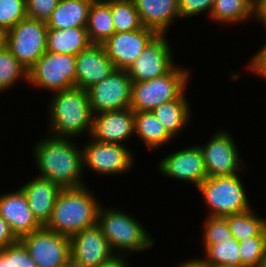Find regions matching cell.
Wrapping results in <instances>:
<instances>
[{
	"mask_svg": "<svg viewBox=\"0 0 266 267\" xmlns=\"http://www.w3.org/2000/svg\"><path fill=\"white\" fill-rule=\"evenodd\" d=\"M91 45L86 27L47 29V51L77 55Z\"/></svg>",
	"mask_w": 266,
	"mask_h": 267,
	"instance_id": "cb8c5ba5",
	"label": "cell"
},
{
	"mask_svg": "<svg viewBox=\"0 0 266 267\" xmlns=\"http://www.w3.org/2000/svg\"><path fill=\"white\" fill-rule=\"evenodd\" d=\"M59 0H25L28 18L46 22L51 18Z\"/></svg>",
	"mask_w": 266,
	"mask_h": 267,
	"instance_id": "d590c367",
	"label": "cell"
},
{
	"mask_svg": "<svg viewBox=\"0 0 266 267\" xmlns=\"http://www.w3.org/2000/svg\"><path fill=\"white\" fill-rule=\"evenodd\" d=\"M175 267H208L199 257H191L189 259L183 260L179 265Z\"/></svg>",
	"mask_w": 266,
	"mask_h": 267,
	"instance_id": "b9f144b4",
	"label": "cell"
},
{
	"mask_svg": "<svg viewBox=\"0 0 266 267\" xmlns=\"http://www.w3.org/2000/svg\"><path fill=\"white\" fill-rule=\"evenodd\" d=\"M134 135V111L131 108L93 114L90 137L94 140L125 145Z\"/></svg>",
	"mask_w": 266,
	"mask_h": 267,
	"instance_id": "e0dca14e",
	"label": "cell"
},
{
	"mask_svg": "<svg viewBox=\"0 0 266 267\" xmlns=\"http://www.w3.org/2000/svg\"><path fill=\"white\" fill-rule=\"evenodd\" d=\"M134 129L135 136L151 151H156L174 140L152 111L134 112Z\"/></svg>",
	"mask_w": 266,
	"mask_h": 267,
	"instance_id": "d4e9b609",
	"label": "cell"
},
{
	"mask_svg": "<svg viewBox=\"0 0 266 267\" xmlns=\"http://www.w3.org/2000/svg\"><path fill=\"white\" fill-rule=\"evenodd\" d=\"M246 67V70L254 76L256 75L266 80V59H250Z\"/></svg>",
	"mask_w": 266,
	"mask_h": 267,
	"instance_id": "f35d334b",
	"label": "cell"
},
{
	"mask_svg": "<svg viewBox=\"0 0 266 267\" xmlns=\"http://www.w3.org/2000/svg\"><path fill=\"white\" fill-rule=\"evenodd\" d=\"M157 171L162 176L187 182L196 188L208 177L198 145L171 151L157 162Z\"/></svg>",
	"mask_w": 266,
	"mask_h": 267,
	"instance_id": "5bb4252c",
	"label": "cell"
},
{
	"mask_svg": "<svg viewBox=\"0 0 266 267\" xmlns=\"http://www.w3.org/2000/svg\"><path fill=\"white\" fill-rule=\"evenodd\" d=\"M115 32H129L143 28L133 0H111Z\"/></svg>",
	"mask_w": 266,
	"mask_h": 267,
	"instance_id": "4dcf8cb0",
	"label": "cell"
},
{
	"mask_svg": "<svg viewBox=\"0 0 266 267\" xmlns=\"http://www.w3.org/2000/svg\"><path fill=\"white\" fill-rule=\"evenodd\" d=\"M132 80L126 70L113 73L87 89L92 114L130 108Z\"/></svg>",
	"mask_w": 266,
	"mask_h": 267,
	"instance_id": "4fadbf2b",
	"label": "cell"
},
{
	"mask_svg": "<svg viewBox=\"0 0 266 267\" xmlns=\"http://www.w3.org/2000/svg\"><path fill=\"white\" fill-rule=\"evenodd\" d=\"M156 35L154 30L146 27L129 32H115L103 47L115 68L126 70Z\"/></svg>",
	"mask_w": 266,
	"mask_h": 267,
	"instance_id": "2e32d148",
	"label": "cell"
},
{
	"mask_svg": "<svg viewBox=\"0 0 266 267\" xmlns=\"http://www.w3.org/2000/svg\"><path fill=\"white\" fill-rule=\"evenodd\" d=\"M48 106L49 135L65 138L91 135L93 114L87 90L73 87L54 92Z\"/></svg>",
	"mask_w": 266,
	"mask_h": 267,
	"instance_id": "7a4b0ae2",
	"label": "cell"
},
{
	"mask_svg": "<svg viewBox=\"0 0 266 267\" xmlns=\"http://www.w3.org/2000/svg\"><path fill=\"white\" fill-rule=\"evenodd\" d=\"M202 223L201 239L203 246H210L219 243V241L231 240L233 238L225 217L207 216Z\"/></svg>",
	"mask_w": 266,
	"mask_h": 267,
	"instance_id": "d6a6232c",
	"label": "cell"
},
{
	"mask_svg": "<svg viewBox=\"0 0 266 267\" xmlns=\"http://www.w3.org/2000/svg\"><path fill=\"white\" fill-rule=\"evenodd\" d=\"M3 44V34L0 33V46Z\"/></svg>",
	"mask_w": 266,
	"mask_h": 267,
	"instance_id": "bcb514c9",
	"label": "cell"
},
{
	"mask_svg": "<svg viewBox=\"0 0 266 267\" xmlns=\"http://www.w3.org/2000/svg\"><path fill=\"white\" fill-rule=\"evenodd\" d=\"M82 147L83 170L102 176H118L130 172L134 165L130 147L122 144L103 143L91 138Z\"/></svg>",
	"mask_w": 266,
	"mask_h": 267,
	"instance_id": "9c48e42d",
	"label": "cell"
},
{
	"mask_svg": "<svg viewBox=\"0 0 266 267\" xmlns=\"http://www.w3.org/2000/svg\"><path fill=\"white\" fill-rule=\"evenodd\" d=\"M115 70L103 45L91 44L76 55L75 87L87 90L109 77Z\"/></svg>",
	"mask_w": 266,
	"mask_h": 267,
	"instance_id": "ac0fdd59",
	"label": "cell"
},
{
	"mask_svg": "<svg viewBox=\"0 0 266 267\" xmlns=\"http://www.w3.org/2000/svg\"><path fill=\"white\" fill-rule=\"evenodd\" d=\"M0 267H38L20 240L0 250Z\"/></svg>",
	"mask_w": 266,
	"mask_h": 267,
	"instance_id": "e575fe53",
	"label": "cell"
},
{
	"mask_svg": "<svg viewBox=\"0 0 266 267\" xmlns=\"http://www.w3.org/2000/svg\"><path fill=\"white\" fill-rule=\"evenodd\" d=\"M255 0H214L209 18L221 25L255 20Z\"/></svg>",
	"mask_w": 266,
	"mask_h": 267,
	"instance_id": "4316f807",
	"label": "cell"
},
{
	"mask_svg": "<svg viewBox=\"0 0 266 267\" xmlns=\"http://www.w3.org/2000/svg\"><path fill=\"white\" fill-rule=\"evenodd\" d=\"M240 176L237 173L229 176L207 177L196 188L201 192L203 204L209 209L207 216L226 217L253 208Z\"/></svg>",
	"mask_w": 266,
	"mask_h": 267,
	"instance_id": "8992f818",
	"label": "cell"
},
{
	"mask_svg": "<svg viewBox=\"0 0 266 267\" xmlns=\"http://www.w3.org/2000/svg\"><path fill=\"white\" fill-rule=\"evenodd\" d=\"M255 21L266 25V0H255Z\"/></svg>",
	"mask_w": 266,
	"mask_h": 267,
	"instance_id": "60d3db41",
	"label": "cell"
},
{
	"mask_svg": "<svg viewBox=\"0 0 266 267\" xmlns=\"http://www.w3.org/2000/svg\"><path fill=\"white\" fill-rule=\"evenodd\" d=\"M198 146L202 151L208 177L240 174L241 170L245 169L246 164L241 159L240 148L238 149L237 142L226 129L214 131L206 144Z\"/></svg>",
	"mask_w": 266,
	"mask_h": 267,
	"instance_id": "30bf717a",
	"label": "cell"
},
{
	"mask_svg": "<svg viewBox=\"0 0 266 267\" xmlns=\"http://www.w3.org/2000/svg\"><path fill=\"white\" fill-rule=\"evenodd\" d=\"M20 81H26L28 84V70L3 43L0 46V93L11 91Z\"/></svg>",
	"mask_w": 266,
	"mask_h": 267,
	"instance_id": "f1b7e54d",
	"label": "cell"
},
{
	"mask_svg": "<svg viewBox=\"0 0 266 267\" xmlns=\"http://www.w3.org/2000/svg\"><path fill=\"white\" fill-rule=\"evenodd\" d=\"M144 27L157 34H167L180 21L178 0H133Z\"/></svg>",
	"mask_w": 266,
	"mask_h": 267,
	"instance_id": "44dd1931",
	"label": "cell"
},
{
	"mask_svg": "<svg viewBox=\"0 0 266 267\" xmlns=\"http://www.w3.org/2000/svg\"><path fill=\"white\" fill-rule=\"evenodd\" d=\"M37 221L45 226L62 188L50 179L33 177L20 186Z\"/></svg>",
	"mask_w": 266,
	"mask_h": 267,
	"instance_id": "ffe728a7",
	"label": "cell"
},
{
	"mask_svg": "<svg viewBox=\"0 0 266 267\" xmlns=\"http://www.w3.org/2000/svg\"><path fill=\"white\" fill-rule=\"evenodd\" d=\"M203 257H199L207 266L215 265H241L239 255V241L235 238L231 240L219 241L217 244L203 246Z\"/></svg>",
	"mask_w": 266,
	"mask_h": 267,
	"instance_id": "f546056e",
	"label": "cell"
},
{
	"mask_svg": "<svg viewBox=\"0 0 266 267\" xmlns=\"http://www.w3.org/2000/svg\"><path fill=\"white\" fill-rule=\"evenodd\" d=\"M102 202L86 185L62 188L44 226L48 230L71 237L73 234L97 223Z\"/></svg>",
	"mask_w": 266,
	"mask_h": 267,
	"instance_id": "3957f363",
	"label": "cell"
},
{
	"mask_svg": "<svg viewBox=\"0 0 266 267\" xmlns=\"http://www.w3.org/2000/svg\"><path fill=\"white\" fill-rule=\"evenodd\" d=\"M17 189L0 195V216L7 221L11 231L20 239L43 226L32 213L25 193L20 187Z\"/></svg>",
	"mask_w": 266,
	"mask_h": 267,
	"instance_id": "d6986e66",
	"label": "cell"
},
{
	"mask_svg": "<svg viewBox=\"0 0 266 267\" xmlns=\"http://www.w3.org/2000/svg\"><path fill=\"white\" fill-rule=\"evenodd\" d=\"M91 4L90 0H59L47 27L58 30L86 27Z\"/></svg>",
	"mask_w": 266,
	"mask_h": 267,
	"instance_id": "603a6c76",
	"label": "cell"
},
{
	"mask_svg": "<svg viewBox=\"0 0 266 267\" xmlns=\"http://www.w3.org/2000/svg\"><path fill=\"white\" fill-rule=\"evenodd\" d=\"M166 36L167 34H157L134 63L126 69L132 82L161 77L176 65L173 48Z\"/></svg>",
	"mask_w": 266,
	"mask_h": 267,
	"instance_id": "7c38bea8",
	"label": "cell"
},
{
	"mask_svg": "<svg viewBox=\"0 0 266 267\" xmlns=\"http://www.w3.org/2000/svg\"><path fill=\"white\" fill-rule=\"evenodd\" d=\"M186 90L176 99L168 103H164L152 112L163 124L167 133L174 139L183 129L191 122L192 108L191 103L186 97Z\"/></svg>",
	"mask_w": 266,
	"mask_h": 267,
	"instance_id": "7402d4cb",
	"label": "cell"
},
{
	"mask_svg": "<svg viewBox=\"0 0 266 267\" xmlns=\"http://www.w3.org/2000/svg\"><path fill=\"white\" fill-rule=\"evenodd\" d=\"M38 267H69L70 237L44 226L19 239Z\"/></svg>",
	"mask_w": 266,
	"mask_h": 267,
	"instance_id": "8fae6325",
	"label": "cell"
},
{
	"mask_svg": "<svg viewBox=\"0 0 266 267\" xmlns=\"http://www.w3.org/2000/svg\"><path fill=\"white\" fill-rule=\"evenodd\" d=\"M26 17L25 0H0V33L8 32Z\"/></svg>",
	"mask_w": 266,
	"mask_h": 267,
	"instance_id": "836d02e7",
	"label": "cell"
},
{
	"mask_svg": "<svg viewBox=\"0 0 266 267\" xmlns=\"http://www.w3.org/2000/svg\"><path fill=\"white\" fill-rule=\"evenodd\" d=\"M76 55L45 51L28 70V85L54 93L75 87Z\"/></svg>",
	"mask_w": 266,
	"mask_h": 267,
	"instance_id": "52a82bcc",
	"label": "cell"
},
{
	"mask_svg": "<svg viewBox=\"0 0 266 267\" xmlns=\"http://www.w3.org/2000/svg\"><path fill=\"white\" fill-rule=\"evenodd\" d=\"M233 238L237 241L253 236H266V218L260 217L254 207L248 211L225 217Z\"/></svg>",
	"mask_w": 266,
	"mask_h": 267,
	"instance_id": "83f0119b",
	"label": "cell"
},
{
	"mask_svg": "<svg viewBox=\"0 0 266 267\" xmlns=\"http://www.w3.org/2000/svg\"><path fill=\"white\" fill-rule=\"evenodd\" d=\"M90 1L95 2V1H103V0H90Z\"/></svg>",
	"mask_w": 266,
	"mask_h": 267,
	"instance_id": "7dc6e473",
	"label": "cell"
},
{
	"mask_svg": "<svg viewBox=\"0 0 266 267\" xmlns=\"http://www.w3.org/2000/svg\"><path fill=\"white\" fill-rule=\"evenodd\" d=\"M213 4L214 0H178L180 19L187 20L205 12L209 17Z\"/></svg>",
	"mask_w": 266,
	"mask_h": 267,
	"instance_id": "8d00e7d4",
	"label": "cell"
},
{
	"mask_svg": "<svg viewBox=\"0 0 266 267\" xmlns=\"http://www.w3.org/2000/svg\"><path fill=\"white\" fill-rule=\"evenodd\" d=\"M263 29L266 30V25H262ZM251 59H266V41L261 46V48L253 55V57H250Z\"/></svg>",
	"mask_w": 266,
	"mask_h": 267,
	"instance_id": "7bdbcfd3",
	"label": "cell"
},
{
	"mask_svg": "<svg viewBox=\"0 0 266 267\" xmlns=\"http://www.w3.org/2000/svg\"><path fill=\"white\" fill-rule=\"evenodd\" d=\"M46 135L31 150L38 177L50 179L61 188L84 186L82 147L74 138Z\"/></svg>",
	"mask_w": 266,
	"mask_h": 267,
	"instance_id": "6da1fadb",
	"label": "cell"
},
{
	"mask_svg": "<svg viewBox=\"0 0 266 267\" xmlns=\"http://www.w3.org/2000/svg\"><path fill=\"white\" fill-rule=\"evenodd\" d=\"M259 267H266V254H265V258L263 259V261Z\"/></svg>",
	"mask_w": 266,
	"mask_h": 267,
	"instance_id": "f6af8a7d",
	"label": "cell"
},
{
	"mask_svg": "<svg viewBox=\"0 0 266 267\" xmlns=\"http://www.w3.org/2000/svg\"><path fill=\"white\" fill-rule=\"evenodd\" d=\"M103 206L101 204L99 207L97 224L115 255L132 257L130 255L134 252H143L153 248L155 240L142 222L123 210Z\"/></svg>",
	"mask_w": 266,
	"mask_h": 267,
	"instance_id": "277c9868",
	"label": "cell"
},
{
	"mask_svg": "<svg viewBox=\"0 0 266 267\" xmlns=\"http://www.w3.org/2000/svg\"><path fill=\"white\" fill-rule=\"evenodd\" d=\"M208 267H245L243 265H215V266H208Z\"/></svg>",
	"mask_w": 266,
	"mask_h": 267,
	"instance_id": "ee69618b",
	"label": "cell"
},
{
	"mask_svg": "<svg viewBox=\"0 0 266 267\" xmlns=\"http://www.w3.org/2000/svg\"><path fill=\"white\" fill-rule=\"evenodd\" d=\"M91 44L103 45L114 33L111 0L92 2L86 26Z\"/></svg>",
	"mask_w": 266,
	"mask_h": 267,
	"instance_id": "484cf974",
	"label": "cell"
},
{
	"mask_svg": "<svg viewBox=\"0 0 266 267\" xmlns=\"http://www.w3.org/2000/svg\"><path fill=\"white\" fill-rule=\"evenodd\" d=\"M190 71L176 64L161 77L132 82L130 108L134 112H147L176 100L188 87L192 76Z\"/></svg>",
	"mask_w": 266,
	"mask_h": 267,
	"instance_id": "5b68a950",
	"label": "cell"
},
{
	"mask_svg": "<svg viewBox=\"0 0 266 267\" xmlns=\"http://www.w3.org/2000/svg\"><path fill=\"white\" fill-rule=\"evenodd\" d=\"M71 266L96 267L115 254L96 223L70 237Z\"/></svg>",
	"mask_w": 266,
	"mask_h": 267,
	"instance_id": "9a60e30c",
	"label": "cell"
},
{
	"mask_svg": "<svg viewBox=\"0 0 266 267\" xmlns=\"http://www.w3.org/2000/svg\"><path fill=\"white\" fill-rule=\"evenodd\" d=\"M266 254V236H253L239 241L241 265L259 267Z\"/></svg>",
	"mask_w": 266,
	"mask_h": 267,
	"instance_id": "1f68e13d",
	"label": "cell"
},
{
	"mask_svg": "<svg viewBox=\"0 0 266 267\" xmlns=\"http://www.w3.org/2000/svg\"><path fill=\"white\" fill-rule=\"evenodd\" d=\"M127 257L124 255H114L111 259L96 267H129V258Z\"/></svg>",
	"mask_w": 266,
	"mask_h": 267,
	"instance_id": "ab89813d",
	"label": "cell"
},
{
	"mask_svg": "<svg viewBox=\"0 0 266 267\" xmlns=\"http://www.w3.org/2000/svg\"><path fill=\"white\" fill-rule=\"evenodd\" d=\"M18 240L7 221L0 216V250L16 243Z\"/></svg>",
	"mask_w": 266,
	"mask_h": 267,
	"instance_id": "74e56055",
	"label": "cell"
},
{
	"mask_svg": "<svg viewBox=\"0 0 266 267\" xmlns=\"http://www.w3.org/2000/svg\"><path fill=\"white\" fill-rule=\"evenodd\" d=\"M47 23L24 18L3 34V43L29 70L47 50Z\"/></svg>",
	"mask_w": 266,
	"mask_h": 267,
	"instance_id": "ba28073f",
	"label": "cell"
}]
</instances>
